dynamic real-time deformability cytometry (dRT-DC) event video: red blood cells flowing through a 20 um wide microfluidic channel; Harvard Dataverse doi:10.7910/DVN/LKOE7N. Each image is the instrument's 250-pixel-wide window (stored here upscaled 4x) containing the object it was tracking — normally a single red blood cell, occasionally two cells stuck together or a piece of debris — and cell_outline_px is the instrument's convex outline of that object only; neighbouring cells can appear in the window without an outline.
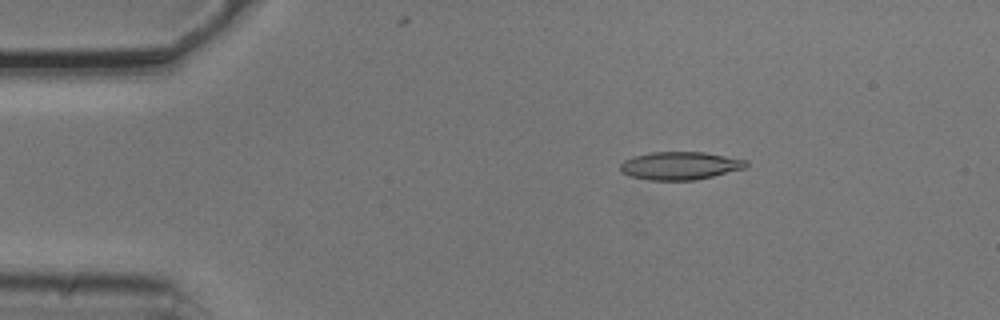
{"species": "common noctule bat (a hibernating species)", "species_latin": "Nyctalus noctula", "temperature_condition": "cold", "stored_images_in_passage": 4, "camera_frame_rate_fps": 3000, "um_per_image_px": 0.085, "animal": {"sex": "male", "body_mass_g": 20.5, "forearm_length_mm": 52.5}, "frame": {"image": 1, "passage_image": 3, "time_ms": 0.667, "image_size_px": [1000, 320], "cell_outline_px": [[748, 164], [744, 168], [696, 180], [648, 180], [632, 176], [620, 172], [620, 164], [624, 160], [632, 156], [652, 152], [704, 152], [748, 160]], "centroid_in_image_um": [57.78, 14.08], "position_along_channel_um": 27.2, "area_um2": 20.46}}